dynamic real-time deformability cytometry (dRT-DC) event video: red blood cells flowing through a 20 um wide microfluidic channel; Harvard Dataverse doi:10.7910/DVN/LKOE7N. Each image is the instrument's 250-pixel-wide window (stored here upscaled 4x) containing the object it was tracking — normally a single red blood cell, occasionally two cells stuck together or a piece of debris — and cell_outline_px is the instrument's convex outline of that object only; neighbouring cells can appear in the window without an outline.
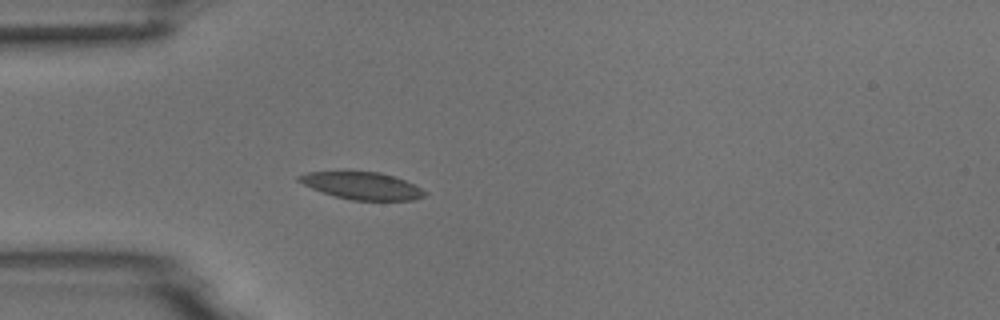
{"species": "common noctule bat (a hibernating species)", "species_latin": "Nyctalus noctula", "temperature_condition": "room temperature", "stored_images_in_passage": 4, "camera_frame_rate_fps": 3000, "um_per_image_px": 0.085, "animal": {"sex": "male", "body_mass_g": 18.8}, "frame": {"image": 1, "passage_image": 4, "time_ms": 4.333, "image_size_px": [1000, 320], "cell_outline_px": [[428, 192], [424, 196], [412, 200], [352, 200], [336, 196], [312, 188], [296, 180], [296, 176], [308, 172], [348, 168], [380, 172], [404, 180]], "centroid_in_image_um": [30.7, 15.72], "position_along_channel_um": 54.3, "area_um2": 20.63}}